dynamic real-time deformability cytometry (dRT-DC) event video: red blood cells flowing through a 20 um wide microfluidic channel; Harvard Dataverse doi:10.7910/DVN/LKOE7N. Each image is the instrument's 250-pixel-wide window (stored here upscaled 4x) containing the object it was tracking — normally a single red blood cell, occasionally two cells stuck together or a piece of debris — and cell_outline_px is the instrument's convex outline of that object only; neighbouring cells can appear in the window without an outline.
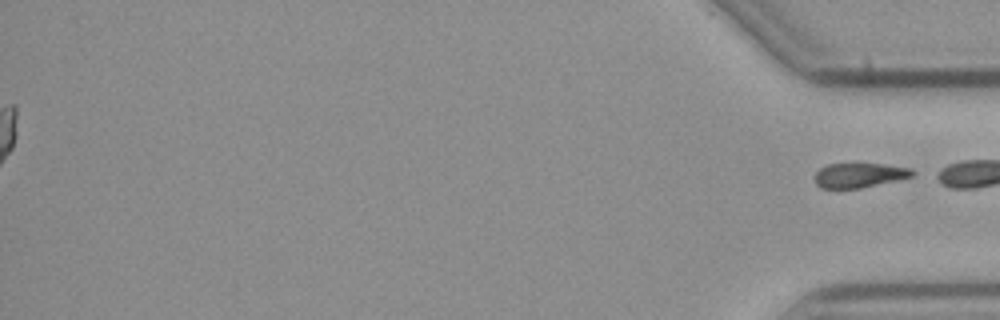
{"species": "common noctule bat (a hibernating species)", "species_latin": "Nyctalus noctula", "temperature_condition": "cold", "stored_images_in_passage": 45, "segment_of_instrument_passage": [2, 2], "camera_frame_rate_fps": 3000, "um_per_image_px": 0.085, "animal": {"sex": "male", "body_mass_g": 23.1, "forearm_length_mm": 52.7}, "frame": {"image": 1, "passage_image": 45, "time_ms": 14.667, "image_size_px": [1000, 320], "cell_outline_px": [[916, 172], [912, 176], [896, 180], [860, 188], [820, 188], [816, 184], [812, 176], [820, 168], [828, 164], [856, 160], [912, 168]], "centroid_in_image_um": [73.0, 14.83], "position_along_channel_um": 362.2, "area_um2": 14.8}}